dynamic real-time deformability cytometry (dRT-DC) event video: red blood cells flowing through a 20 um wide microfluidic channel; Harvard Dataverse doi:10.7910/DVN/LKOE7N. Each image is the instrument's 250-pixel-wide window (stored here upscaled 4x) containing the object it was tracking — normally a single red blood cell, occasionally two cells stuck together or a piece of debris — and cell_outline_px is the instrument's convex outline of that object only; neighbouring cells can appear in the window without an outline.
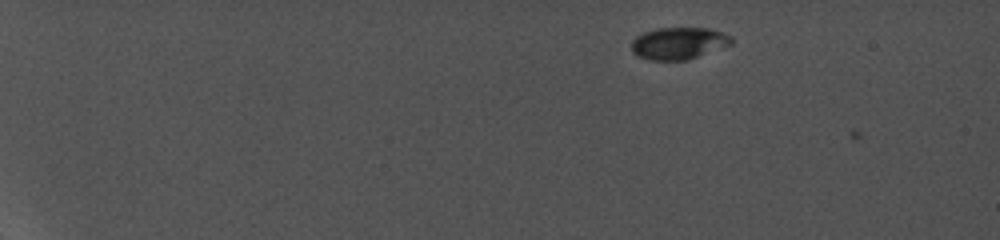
{"species": "common noctule bat (a hibernating species)", "species_latin": "Nyctalus noctula", "temperature_condition": "cold", "stored_images_in_passage": 3, "camera_frame_rate_fps": 5000, "um_per_image_px": 0.085, "animal": {"sex": "female", "body_mass_g": 19.0, "forearm_length_mm": 56.7}, "frame": {"image": 1, "passage_image": 2, "time_ms": 0.4, "image_size_px": [1000, 240], "cell_outline_px": [[732, 44], [688, 60], [648, 60], [636, 56], [632, 52], [632, 40], [636, 36], [644, 32], [656, 28], [712, 28], [724, 32], [732, 36]], "centroid_in_image_um": [57.69, 3.67], "position_along_channel_um": 27.3, "area_um2": 18.9}}